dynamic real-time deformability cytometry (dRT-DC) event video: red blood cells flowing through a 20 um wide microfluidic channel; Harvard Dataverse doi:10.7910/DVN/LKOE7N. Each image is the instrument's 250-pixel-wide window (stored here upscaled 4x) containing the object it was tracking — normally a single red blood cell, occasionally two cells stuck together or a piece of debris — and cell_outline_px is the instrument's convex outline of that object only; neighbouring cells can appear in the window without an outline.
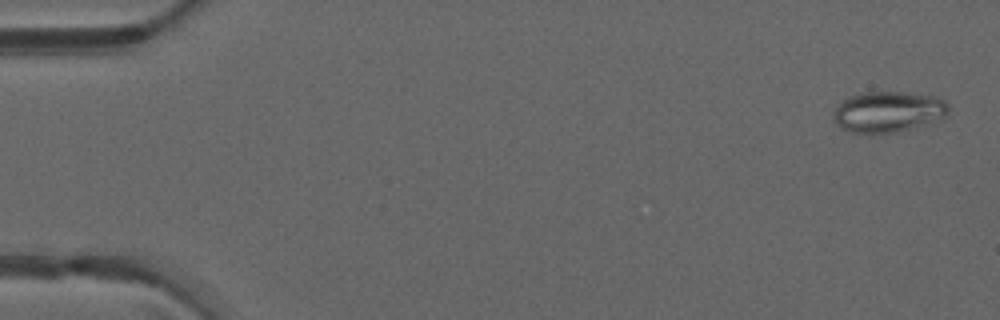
{"species": "common noctule bat (a hibernating species)", "species_latin": "Nyctalus noctula", "temperature_condition": "warm", "stored_images_in_passage": 49, "camera_frame_rate_fps": 3000, "um_per_image_px": 0.085, "animal": {"sex": "male", "forearm_length_mm": 52.5}, "frame": {"image": 1, "passage_image": 2, "time_ms": 0.333, "image_size_px": [1000, 320], "cell_outline_px": [[948, 116], [940, 120], [900, 132], [872, 136], [848, 132], [836, 124], [832, 116], [832, 112], [836, 104], [848, 96], [864, 92], [904, 92], [932, 96], [944, 100], [948, 104]], "centroid_in_image_um": [75.44, 9.54], "position_along_channel_um": 9.6, "area_um2": 28.44}}
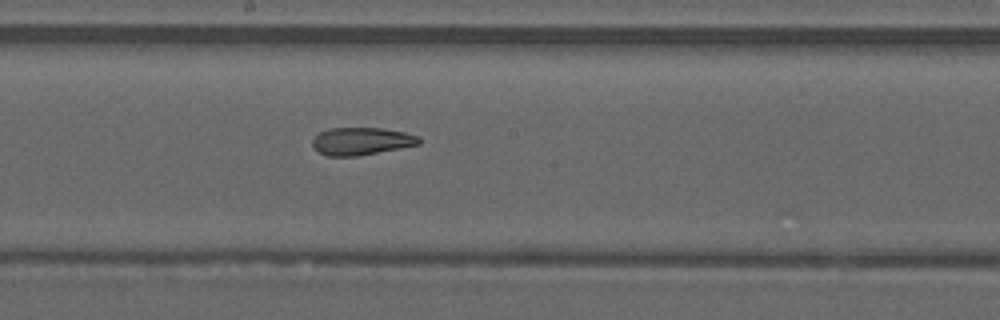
{"frame": {"image": 2, "passage_image": 27, "time_ms": 8.667, "image_size_px": [1000, 320], "cell_outline_px": [[420, 144], [360, 156], [328, 156], [320, 152], [312, 144], [312, 140], [320, 132], [328, 128], [380, 128], [404, 132], [420, 136]], "centroid_in_image_um": [30.74, 12.0], "position_along_channel_um": 217.5, "area_um2": 17.05}}
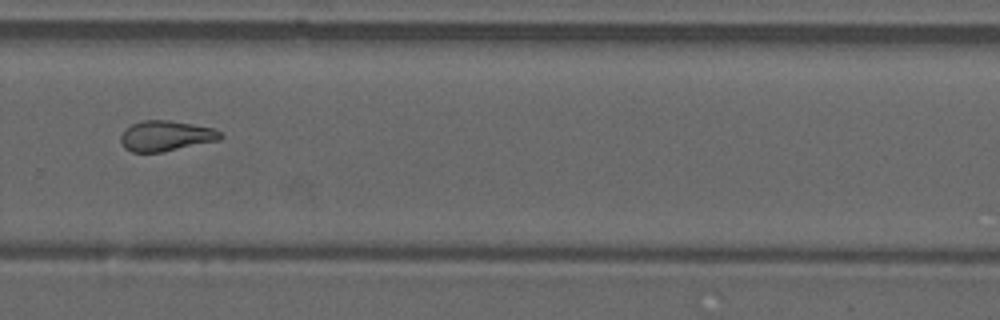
{"frame": {"image": 3, "passage_image": 34, "time_ms": 11.0, "image_size_px": [1000, 320], "cell_outline_px": [[224, 136], [220, 140], [160, 152], [132, 152], [124, 148], [120, 140], [120, 136], [124, 128], [132, 124], [144, 120], [168, 120], [192, 124], [212, 128], [220, 132]], "centroid_in_image_um": [14.07, 11.55], "position_along_channel_um": 315.7, "area_um2": 17.63}, "authors_computed_cell_mechanics": {"area_um2": 18.6694, "velocity_mm_per_s": 4.2334, "shape_relaxation_time_tau1_ms": null, "shape_relaxation_time_tau2_ms": 3.9632, "deformation_change_tau1": null, "deformation_change_tau2": 0.1275}}